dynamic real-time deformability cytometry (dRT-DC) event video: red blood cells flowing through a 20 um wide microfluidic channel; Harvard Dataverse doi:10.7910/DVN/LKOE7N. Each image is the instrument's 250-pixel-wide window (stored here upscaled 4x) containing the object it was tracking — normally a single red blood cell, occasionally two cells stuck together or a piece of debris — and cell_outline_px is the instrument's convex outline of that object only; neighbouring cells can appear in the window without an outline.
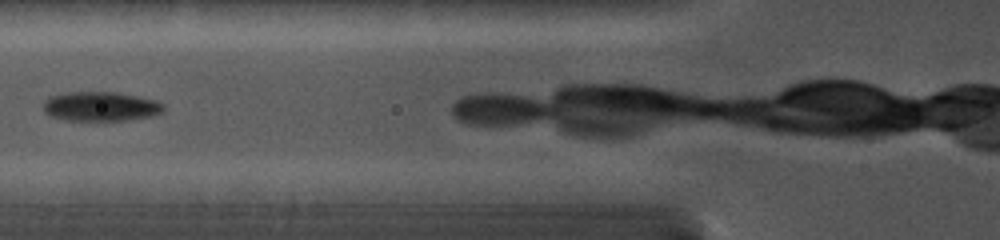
{"species": "common noctule bat (a hibernating species)", "species_latin": "Nyctalus noctula", "temperature_condition": "cold", "stored_images_in_passage": 2, "camera_frame_rate_fps": 5000, "um_per_image_px": 0.085, "animal": {"sex": "female", "body_mass_g": 19.0, "forearm_length_mm": 56.7}, "frame": {"image": 1, "passage_image": 2, "time_ms": 1.2, "image_size_px": [1000, 240], "cell_outline_px": [[164, 112], [152, 116], [124, 120], [64, 120], [48, 116], [44, 112], [44, 100], [48, 96], [64, 92], [116, 92], [156, 100], [164, 104]], "centroid_in_image_um": [8.52, 9.04], "position_along_channel_um": 117.3, "area_um2": 20.81}}